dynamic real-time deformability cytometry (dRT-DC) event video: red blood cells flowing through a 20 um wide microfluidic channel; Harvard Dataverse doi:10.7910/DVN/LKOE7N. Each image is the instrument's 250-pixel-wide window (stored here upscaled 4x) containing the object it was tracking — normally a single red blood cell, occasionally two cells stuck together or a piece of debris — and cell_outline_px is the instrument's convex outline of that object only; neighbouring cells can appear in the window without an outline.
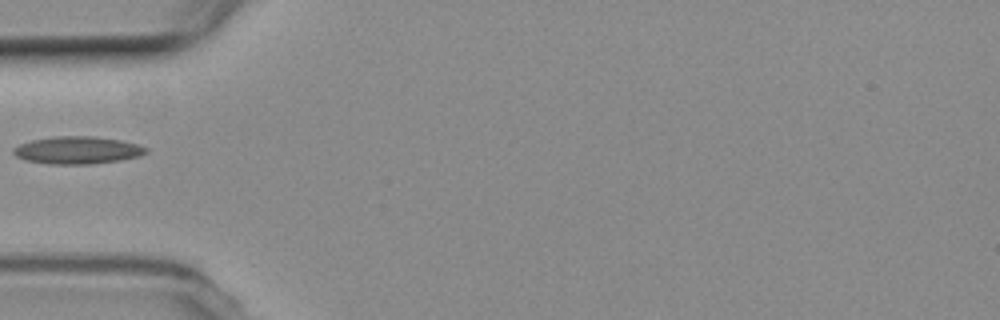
{"species": "common noctule bat (a hibernating species)", "species_latin": "Nyctalus noctula", "temperature_condition": "room temperature", "stored_images_in_passage": 2, "camera_frame_rate_fps": 3000, "um_per_image_px": 0.085, "animal": {"sex": "female", "body_mass_g": 19.3, "forearm_length_mm": 54.1}, "frame": {"image": 1, "passage_image": 1, "time_ms": 0.0, "image_size_px": [1000, 320], "cell_outline_px": [[148, 152], [140, 156], [120, 160], [92, 164], [48, 164], [24, 160], [16, 156], [12, 152], [12, 148], [20, 144], [32, 140], [52, 136], [92, 136], [120, 140], [136, 144], [148, 148]], "centroid_in_image_um": [6.56, 12.77], "position_along_channel_um": 78.4, "area_um2": 21.33}}